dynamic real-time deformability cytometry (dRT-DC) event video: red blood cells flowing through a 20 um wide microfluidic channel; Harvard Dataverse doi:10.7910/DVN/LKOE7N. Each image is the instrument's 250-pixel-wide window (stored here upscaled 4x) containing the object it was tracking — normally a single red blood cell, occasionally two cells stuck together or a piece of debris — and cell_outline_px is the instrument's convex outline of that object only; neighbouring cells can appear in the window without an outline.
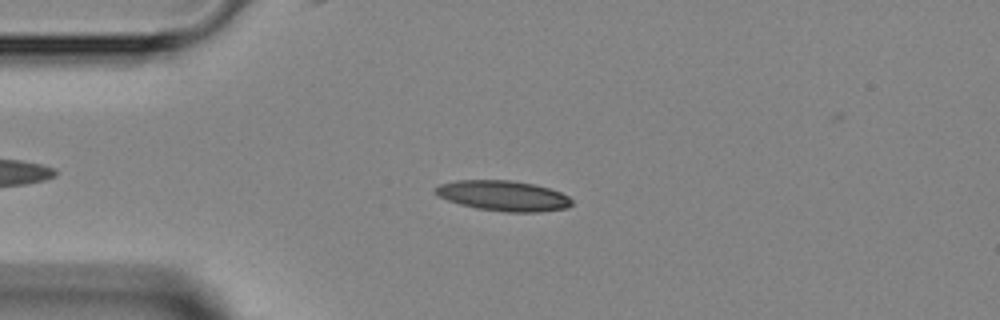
{"species": "Egyptian fruit bat (a non-hibernating species)", "species_latin": "Rousettus aegyptiacus", "temperature_condition": "room temperature", "stored_images_in_passage": 39, "camera_frame_rate_fps": 3000, "um_per_image_px": 0.085, "animal": {"sex": "female"}, "frame": {"image": 1, "passage_image": 7, "time_ms": 2.0, "image_size_px": [1000, 320], "cell_outline_px": [[572, 204], [568, 208], [540, 212], [504, 212], [476, 208], [460, 204], [448, 200], [440, 196], [436, 192], [436, 188], [440, 184], [456, 180], [512, 180], [536, 184], [560, 192], [568, 196], [572, 200]], "centroid_in_image_um": [42.83, 16.64], "position_along_channel_um": 42.2, "area_um2": 24.1}}
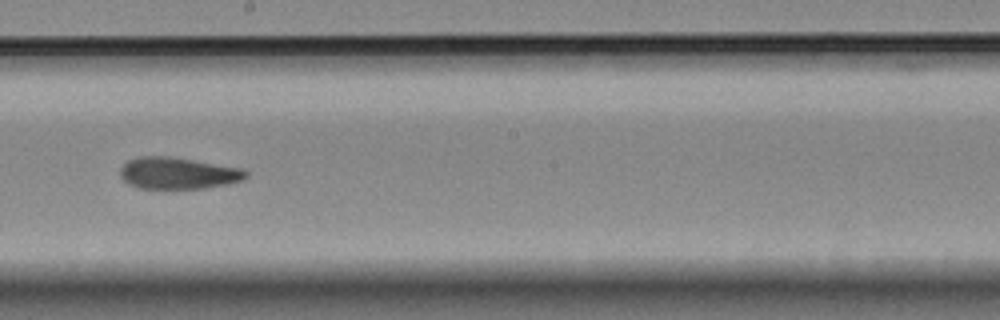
{"frame": {"image": 2, "passage_image": 22, "time_ms": 7.0, "image_size_px": [1000, 320], "cell_outline_px": [[248, 176], [244, 180], [228, 184], [204, 188], [136, 188], [128, 184], [120, 176], [120, 168], [128, 160], [140, 156], [168, 156], [244, 168], [248, 172]], "centroid_in_image_um": [15.15, 14.72], "position_along_channel_um": 233.1, "area_um2": 23.35}}
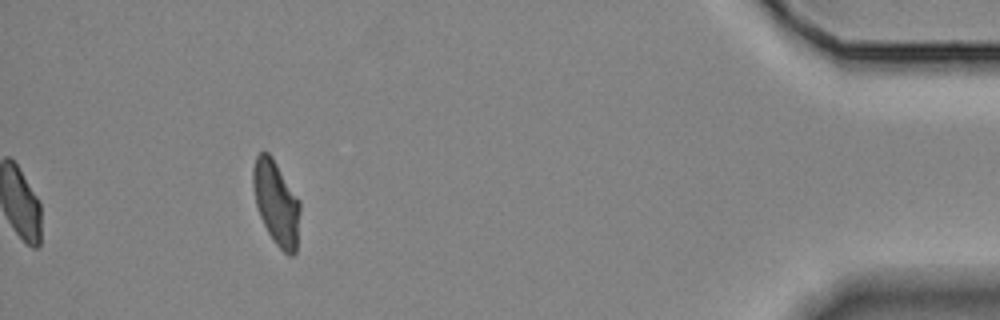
{"frame": {"image": 3, "passage_image": 39, "time_ms": 12.667, "image_size_px": [1000, 320], "cell_outline_px": [[300, 208], [296, 252], [292, 256], [288, 256], [272, 240], [260, 216], [256, 204], [252, 184], [252, 168], [256, 156], [260, 152], [268, 152], [272, 156], [300, 200]], "centroid_in_image_um": [23.48, 17.23], "position_along_channel_um": 411.7, "area_um2": 23.12}}